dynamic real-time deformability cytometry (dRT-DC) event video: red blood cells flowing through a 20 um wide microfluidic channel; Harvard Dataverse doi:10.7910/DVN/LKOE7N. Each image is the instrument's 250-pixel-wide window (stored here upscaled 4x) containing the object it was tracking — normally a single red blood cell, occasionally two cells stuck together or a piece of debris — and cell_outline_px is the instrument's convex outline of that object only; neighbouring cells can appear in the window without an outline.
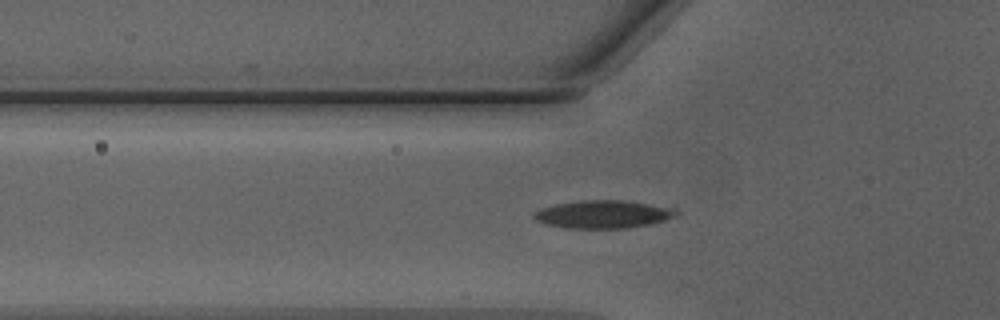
{"species": "Egyptian fruit bat (a non-hibernating species)", "species_latin": "Rousettus aegyptiacus", "temperature_condition": "warm", "stored_images_in_passage": 10, "camera_frame_rate_fps": 3000, "um_per_image_px": 0.085, "animal": {"sex": "male"}, "frame": {"image": 1, "passage_image": 5, "time_ms": 1.333, "image_size_px": [1000, 320], "cell_outline_px": [[680, 212], [664, 220], [648, 224], [628, 228], [568, 228], [548, 224], [536, 220], [532, 216], [532, 212], [540, 208], [556, 204], [580, 200], [624, 200], [672, 208]], "centroid_in_image_um": [51.2, 18.21], "position_along_channel_um": 74.6, "area_um2": 22.89}}
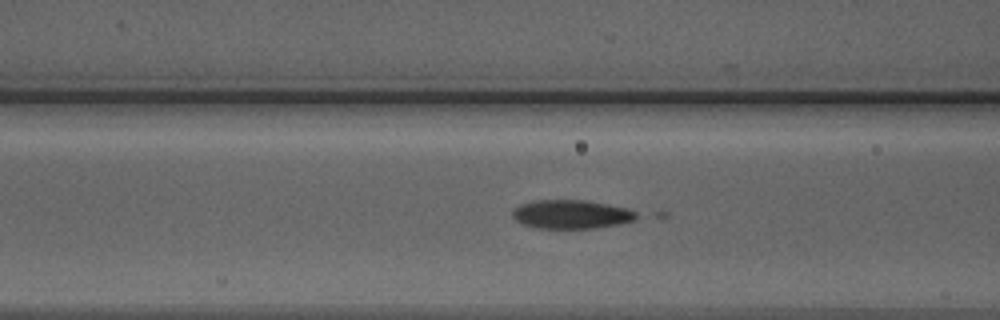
{"frame": {"image": 2, "passage_image": 8, "time_ms": 2.333, "image_size_px": [1000, 320], "cell_outline_px": [[640, 216], [632, 220], [620, 224], [596, 228], [536, 228], [524, 224], [516, 220], [512, 216], [512, 212], [520, 204], [536, 200], [584, 200], [628, 208], [636, 212]], "centroid_in_image_um": [48.58, 18.21], "position_along_channel_um": 118.0, "area_um2": 20.69}}